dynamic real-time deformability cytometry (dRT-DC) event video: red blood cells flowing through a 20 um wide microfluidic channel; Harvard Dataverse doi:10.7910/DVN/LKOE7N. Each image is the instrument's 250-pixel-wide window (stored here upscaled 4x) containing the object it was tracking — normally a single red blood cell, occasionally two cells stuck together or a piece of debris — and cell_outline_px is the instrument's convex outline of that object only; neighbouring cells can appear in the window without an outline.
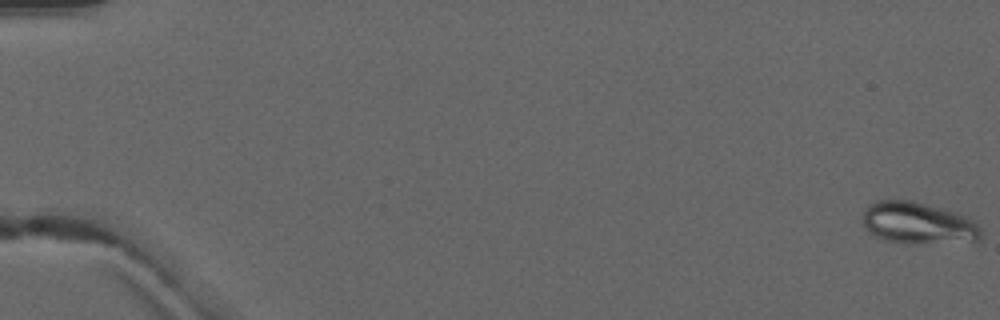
{"species": "common noctule bat (a hibernating species)", "species_latin": "Nyctalus noctula", "temperature_condition": "warm", "stored_images_in_passage": 6, "camera_frame_rate_fps": 3000, "um_per_image_px": 0.085, "animal": {"sex": "male", "forearm_length_mm": 52.5}, "frame": {"image": 1, "passage_image": 1, "time_ms": 0.0, "image_size_px": [1000, 320], "cell_outline_px": [[980, 240], [908, 244], [904, 244], [884, 240], [876, 236], [864, 228], [864, 212], [868, 204], [876, 200], [912, 200], [956, 212], [968, 216], [980, 228]], "centroid_in_image_um": [78.0, 18.96], "position_along_channel_um": 7.0, "area_um2": 28.78}}